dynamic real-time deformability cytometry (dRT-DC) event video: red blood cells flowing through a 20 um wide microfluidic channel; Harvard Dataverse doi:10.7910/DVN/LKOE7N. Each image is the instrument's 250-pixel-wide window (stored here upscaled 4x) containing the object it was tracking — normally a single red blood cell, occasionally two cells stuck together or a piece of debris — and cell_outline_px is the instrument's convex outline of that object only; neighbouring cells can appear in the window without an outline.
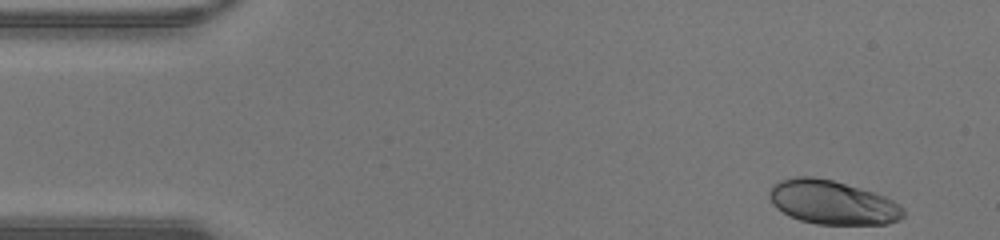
{"species": "human", "species_latin": "Homo sapiens", "temperature_condition": "warm", "stored_images_in_passage": 44, "camera_frame_rate_fps": 3000, "um_per_image_px": 0.085, "donor": {"sex": "male"}, "frame": {"image": 1, "passage_image": 1, "time_ms": 0.0, "image_size_px": [1000, 240], "cell_outline_px": [[904, 216], [900, 220], [888, 224], [816, 224], [800, 220], [776, 208], [772, 204], [768, 196], [768, 192], [772, 184], [780, 180], [796, 176], [812, 176], [832, 180], [872, 192], [884, 196], [900, 204], [904, 208]], "centroid_in_image_um": [70.74, 17.2], "position_along_channel_um": 14.3, "area_um2": 34.33}}
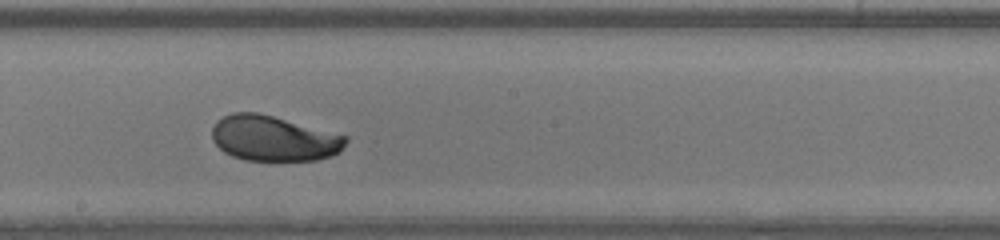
{"frame": {"image": 2, "passage_image": 23, "time_ms": 7.333, "image_size_px": [1000, 240], "cell_outline_px": [[348, 140], [340, 152], [332, 156], [316, 160], [244, 160], [232, 156], [224, 152], [212, 140], [212, 128], [216, 120], [232, 112], [256, 112], [272, 116], [348, 136]], "centroid_in_image_um": [23.25, 11.77], "position_along_channel_um": 224.9, "area_um2": 35.32}}
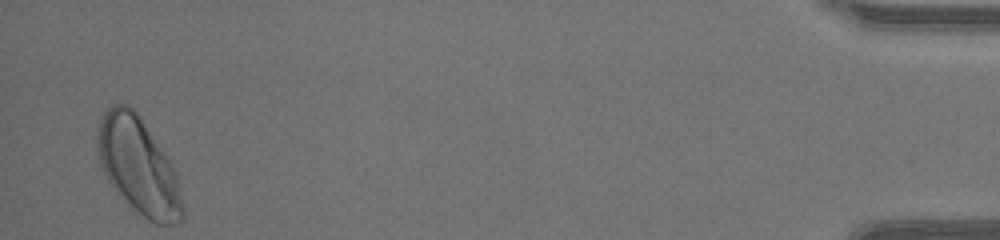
{"frame": {"image": 3, "passage_image": 43, "time_ms": 14.0, "image_size_px": [1000, 240], "cell_outline_px": [[184, 216], [176, 224], [156, 224], [148, 220], [104, 176], [100, 164], [96, 140], [100, 116], [104, 108], [116, 100], [128, 104], [140, 116], [172, 164], [176, 172], [184, 208]], "centroid_in_image_um": [11.75, 14.01], "position_along_channel_um": 423.5, "area_um2": 47.63}, "authors_computed_cell_mechanics": {"area_um2": 35.8649, "velocity_mm_per_s": 4.399, "shape_relaxation_time_tau1_ms": 2.9529, "shape_relaxation_time_tau2_ms": null, "deformation_change_tau1": 0.1308, "deformation_change_tau2": null}}